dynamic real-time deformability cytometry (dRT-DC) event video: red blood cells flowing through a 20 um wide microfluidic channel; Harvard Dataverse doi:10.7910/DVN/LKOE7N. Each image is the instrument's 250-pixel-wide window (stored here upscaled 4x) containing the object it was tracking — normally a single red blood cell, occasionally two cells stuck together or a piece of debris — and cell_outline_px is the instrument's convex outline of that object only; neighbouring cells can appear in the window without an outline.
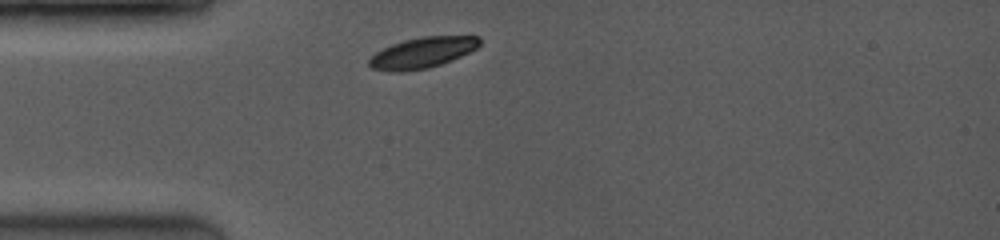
{"species": "common noctule bat (a hibernating species)", "species_latin": "Nyctalus noctula", "temperature_condition": "room temperature", "stored_images_in_passage": 6, "camera_frame_rate_fps": 3500, "um_per_image_px": 0.085, "animal": {"sex": "female", "body_mass_g": 19.0, "forearm_length_mm": 53.3}, "frame": {"image": 1, "passage_image": 1, "time_ms": 0.0, "image_size_px": [1000, 240], "cell_outline_px": [[480, 44], [476, 48], [452, 60], [428, 68], [400, 72], [392, 72], [372, 68], [368, 64], [368, 60], [376, 52], [392, 44], [404, 40], [420, 36], [480, 36]], "centroid_in_image_um": [35.89, 4.47], "position_along_channel_um": 49.1, "area_um2": 19.71}}